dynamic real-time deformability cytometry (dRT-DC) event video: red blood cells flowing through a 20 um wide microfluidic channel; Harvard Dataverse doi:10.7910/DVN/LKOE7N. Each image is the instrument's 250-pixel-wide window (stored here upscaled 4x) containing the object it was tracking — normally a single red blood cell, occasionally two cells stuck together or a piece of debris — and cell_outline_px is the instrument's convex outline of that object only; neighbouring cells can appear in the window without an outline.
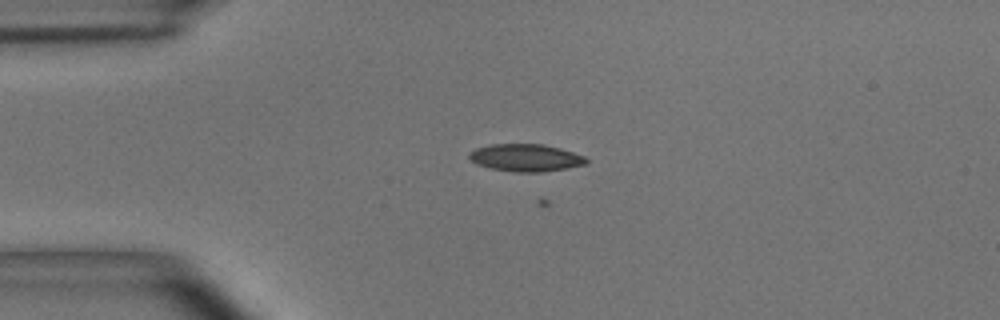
{"species": "common noctule bat (a hibernating species)", "species_latin": "Nyctalus noctula", "temperature_condition": "room temperature", "stored_images_in_passage": 5, "camera_frame_rate_fps": 3000, "um_per_image_px": 0.085, "animal": {"sex": "male", "body_mass_g": 15.6}, "frame": {"image": 1, "passage_image": 4, "time_ms": 1.0, "image_size_px": [1000, 320], "cell_outline_px": [[588, 164], [568, 168], [540, 172], [516, 172], [488, 168], [476, 164], [468, 156], [468, 152], [476, 148], [488, 144], [544, 144], [560, 148], [584, 156], [588, 160]], "centroid_in_image_um": [44.67, 13.4], "position_along_channel_um": 40.3, "area_um2": 18.84}}